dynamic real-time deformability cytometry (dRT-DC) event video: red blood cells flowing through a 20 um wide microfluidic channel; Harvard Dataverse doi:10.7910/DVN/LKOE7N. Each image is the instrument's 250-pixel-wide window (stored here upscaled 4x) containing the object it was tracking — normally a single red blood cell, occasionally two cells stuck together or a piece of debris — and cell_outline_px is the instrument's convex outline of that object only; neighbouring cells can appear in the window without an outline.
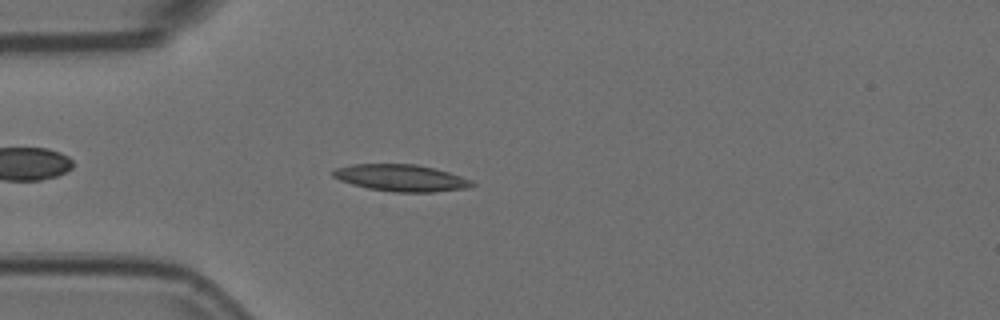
{"species": "Egyptian fruit bat (a non-hibernating species)", "species_latin": "Rousettus aegyptiacus", "temperature_condition": "room temperature", "stored_images_in_passage": 47, "camera_frame_rate_fps": 3000, "um_per_image_px": 0.085, "animal": {"sex": "female"}, "frame": {"image": 1, "passage_image": 7, "time_ms": 2.0, "image_size_px": [1000, 320], "cell_outline_px": [[476, 184], [468, 188], [432, 192], [396, 192], [368, 188], [352, 184], [340, 180], [332, 176], [332, 172], [336, 168], [352, 164], [416, 164], [448, 172], [472, 180]], "centroid_in_image_um": [34.09, 15.12], "position_along_channel_um": 50.9, "area_um2": 21.56}}
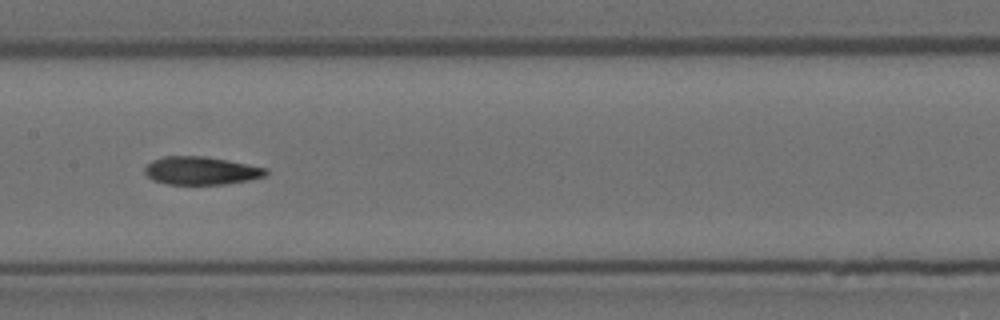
{"frame": {"image": 2, "passage_image": 19, "time_ms": 6.0, "image_size_px": [1000, 320], "cell_outline_px": [[268, 172], [264, 176], [248, 180], [228, 184], [168, 184], [152, 180], [144, 172], [144, 168], [152, 160], [164, 156], [204, 156], [228, 160], [268, 168]], "centroid_in_image_um": [17.09, 14.5], "position_along_channel_um": 190.3, "area_um2": 19.83}}
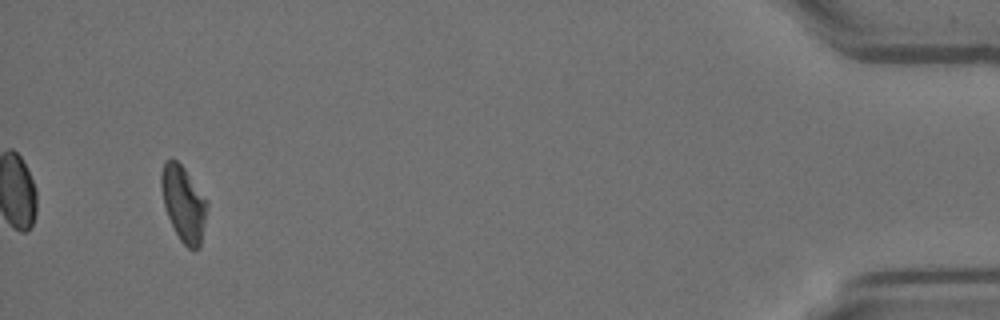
{"frame": {"image": 3, "passage_image": 44, "time_ms": 14.333, "image_size_px": [1000, 320], "cell_outline_px": [[208, 208], [200, 244], [196, 248], [188, 248], [180, 240], [168, 216], [164, 204], [160, 184], [160, 176], [164, 160], [172, 156], [184, 168], [208, 200]], "centroid_in_image_um": [15.59, 17.24], "position_along_channel_um": 419.6, "area_um2": 20.11}, "authors_computed_cell_mechanics": {"area_um2": 20.23, "velocity_mm_per_s": 3.7032, "shape_relaxation_time_tau1_ms": 6.0748, "shape_relaxation_time_tau2_ms": 4.8164, "deformation_change_tau1": 0.1824, "deformation_change_tau2": 0.1308}}